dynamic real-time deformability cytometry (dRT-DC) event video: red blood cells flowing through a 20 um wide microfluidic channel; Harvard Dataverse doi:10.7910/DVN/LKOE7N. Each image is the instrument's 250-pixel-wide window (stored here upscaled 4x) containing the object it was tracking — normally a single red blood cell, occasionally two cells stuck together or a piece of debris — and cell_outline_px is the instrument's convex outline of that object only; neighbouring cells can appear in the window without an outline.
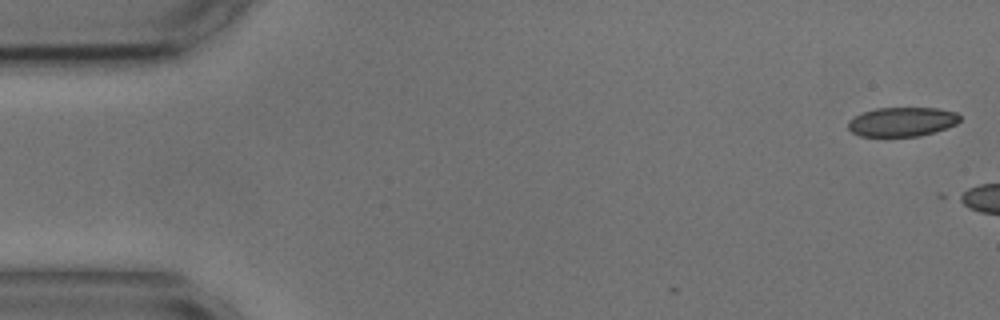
{"species": "common noctule bat (a hibernating species)", "species_latin": "Nyctalus noctula", "temperature_condition": "cold", "stored_images_in_passage": 3, "camera_frame_rate_fps": 3000, "um_per_image_px": 0.085, "animal": {"sex": "male", "body_mass_g": 17.9, "forearm_length_mm": 54.2}, "frame": {"image": 1, "passage_image": 1, "time_ms": 0.0, "image_size_px": [1000, 320], "cell_outline_px": [[960, 120], [956, 124], [920, 136], [860, 136], [852, 132], [848, 128], [848, 120], [864, 112], [876, 108], [936, 108], [956, 112], [960, 116]], "centroid_in_image_um": [76.66, 10.35], "position_along_channel_um": 8.3, "area_um2": 18.84}}